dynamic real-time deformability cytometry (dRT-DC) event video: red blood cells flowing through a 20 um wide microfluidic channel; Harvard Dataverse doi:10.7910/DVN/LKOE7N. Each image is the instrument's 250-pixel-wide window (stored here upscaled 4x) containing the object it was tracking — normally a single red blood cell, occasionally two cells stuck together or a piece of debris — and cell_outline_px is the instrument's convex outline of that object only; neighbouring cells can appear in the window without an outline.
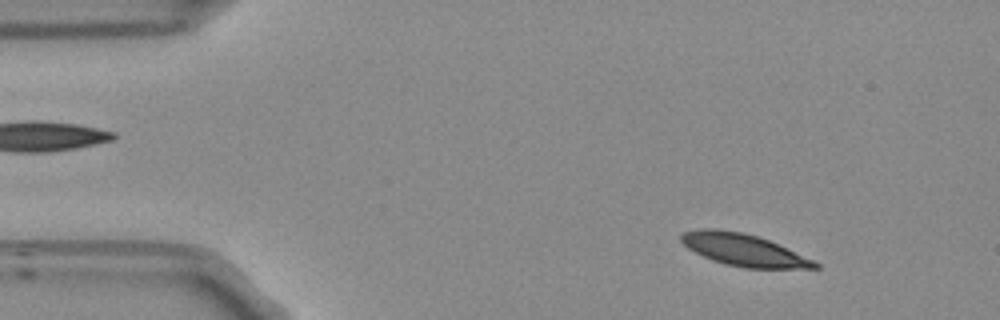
{"species": "Egyptian fruit bat (a non-hibernating species)", "species_latin": "Rousettus aegyptiacus", "temperature_condition": "room temperature", "stored_images_in_passage": 53, "camera_frame_rate_fps": 3000, "um_per_image_px": 0.085, "frame": {"image": 1, "passage_image": 6, "time_ms": 1.667, "image_size_px": [1000, 320], "cell_outline_px": [[820, 268], [744, 268], [724, 264], [712, 260], [688, 248], [680, 240], [680, 236], [684, 232], [704, 228], [712, 228], [740, 232], [756, 236], [768, 240], [812, 260], [820, 264]], "centroid_in_image_um": [63.17, 21.25], "position_along_channel_um": 21.8, "area_um2": 24.45}}
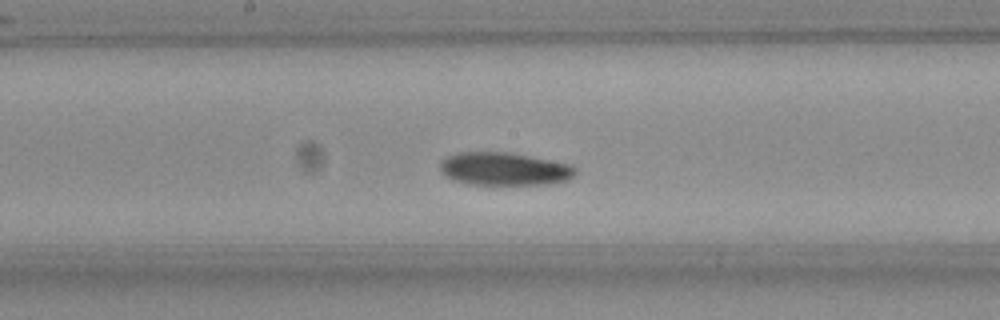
{"frame": {"image": 2, "passage_image": 27, "time_ms": 8.667, "image_size_px": [1000, 320], "cell_outline_px": [[576, 172], [568, 180], [548, 184], [492, 188], [468, 184], [452, 180], [444, 176], [440, 172], [440, 160], [448, 156], [460, 152], [508, 152], [572, 164], [576, 168]], "centroid_in_image_um": [42.83, 14.41], "position_along_channel_um": 205.4, "area_um2": 27.28}}
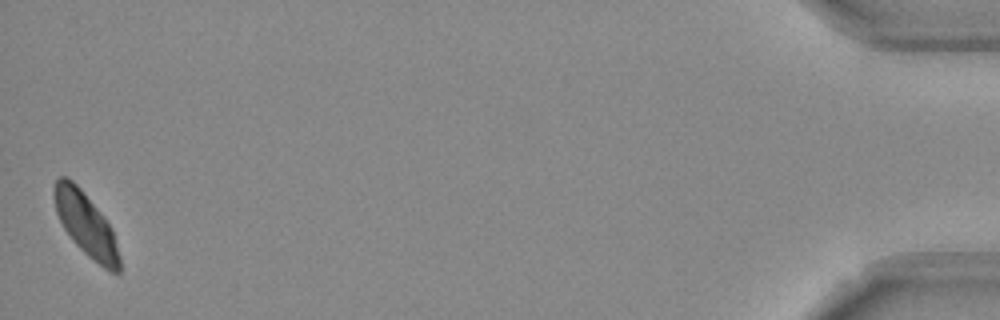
{"frame": {"image": 3, "passage_image": 53, "time_ms": 17.333, "image_size_px": [1000, 320], "cell_outline_px": [[120, 272], [112, 272], [104, 268], [88, 256], [76, 244], [64, 228], [56, 212], [52, 192], [56, 180], [60, 176], [68, 176], [80, 188], [104, 216], [112, 228], [120, 256]], "centroid_in_image_um": [7.3, 19.05], "position_along_channel_um": 427.9, "area_um2": 23.99}, "authors_computed_cell_mechanics": {"area_um2": 25.721, "velocity_mm_per_s": 3.6905, "shape_relaxation_time_tau1_ms": 3.9324, "shape_relaxation_time_tau2_ms": null, "deformation_change_tau1": 0.0961, "deformation_change_tau2": null}}